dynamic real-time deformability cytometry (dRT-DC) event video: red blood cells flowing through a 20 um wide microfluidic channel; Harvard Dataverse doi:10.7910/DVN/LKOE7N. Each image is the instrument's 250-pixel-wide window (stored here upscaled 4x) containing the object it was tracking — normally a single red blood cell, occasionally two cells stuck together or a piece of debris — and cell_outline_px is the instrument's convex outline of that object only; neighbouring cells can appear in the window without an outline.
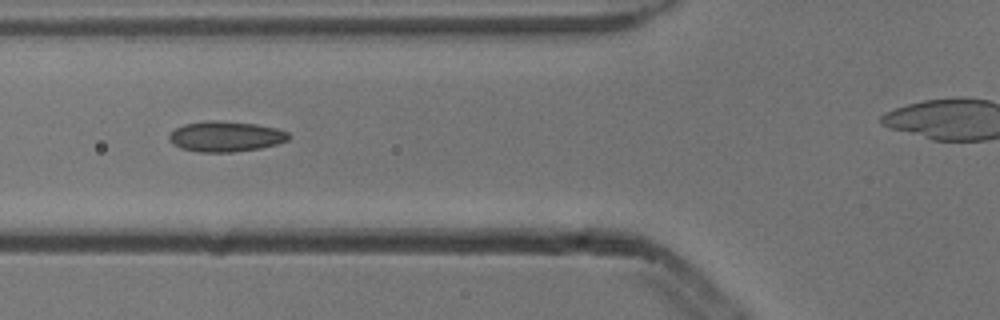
{"species": "common noctule bat (a hibernating species)", "species_latin": "Nyctalus noctula", "temperature_condition": "cold", "stored_images_in_passage": 6, "camera_frame_rate_fps": 3000, "um_per_image_px": 0.085, "animal": {"sex": "male", "body_mass_g": 13.3}, "frame": {"image": 1, "passage_image": 3, "time_ms": 0.667, "image_size_px": [1000, 320], "cell_outline_px": [[288, 140], [276, 144], [260, 148], [232, 152], [200, 152], [180, 148], [172, 144], [168, 140], [168, 136], [176, 128], [184, 124], [204, 120], [216, 120], [256, 124], [276, 128], [288, 132]], "centroid_in_image_um": [19.14, 11.59], "position_along_channel_um": 106.7, "area_um2": 21.21}}
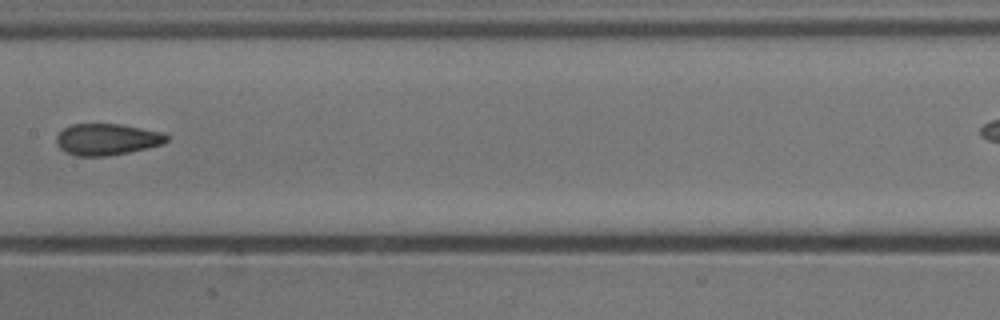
{"frame": {"image": 2, "passage_image": 5, "time_ms": 1.333, "image_size_px": [1000, 320], "cell_outline_px": [[168, 140], [164, 144], [148, 148], [108, 156], [76, 156], [64, 152], [56, 144], [56, 136], [64, 128], [72, 124], [120, 124], [164, 132], [168, 136]], "centroid_in_image_um": [9.1, 11.85], "position_along_channel_um": 198.3, "area_um2": 20.4}}
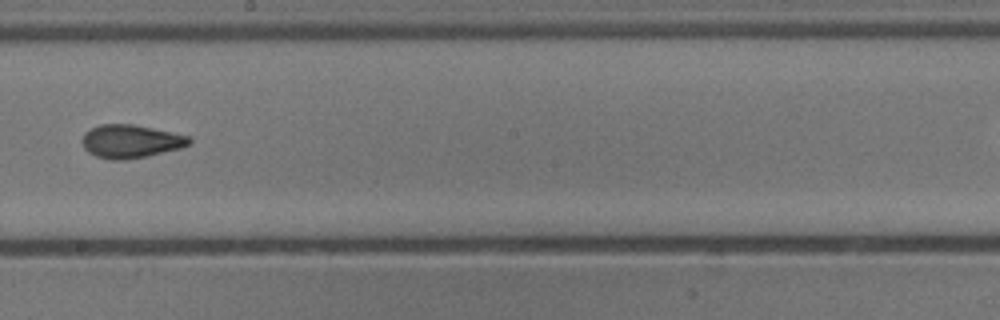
{"frame": {"image": 3, "passage_image": 6, "time_ms": 1.667, "image_size_px": [1000, 320], "cell_outline_px": [[192, 144], [180, 148], [148, 156], [124, 160], [112, 160], [96, 156], [88, 152], [84, 148], [84, 132], [100, 124], [132, 124], [192, 136]], "centroid_in_image_um": [11.16, 12.01], "position_along_channel_um": 237.0, "area_um2": 20.75}}